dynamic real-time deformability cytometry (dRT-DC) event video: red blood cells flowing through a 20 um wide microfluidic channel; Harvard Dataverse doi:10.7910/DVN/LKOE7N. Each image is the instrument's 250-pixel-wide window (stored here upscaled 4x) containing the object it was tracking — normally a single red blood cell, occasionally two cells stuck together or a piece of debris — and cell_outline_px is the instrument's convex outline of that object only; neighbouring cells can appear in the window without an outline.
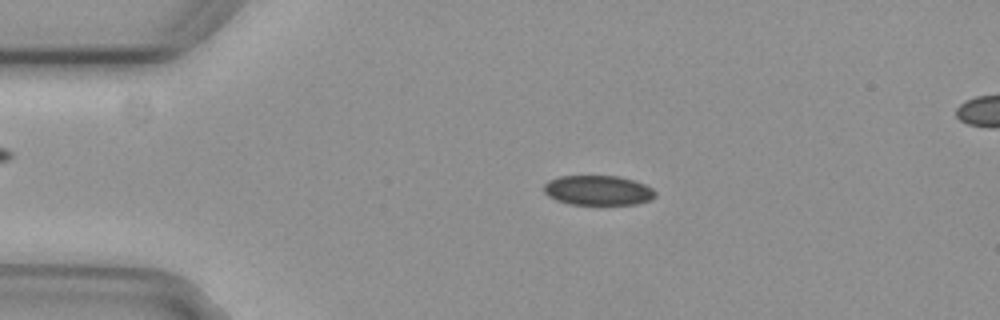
{"species": "common noctule bat (a hibernating species)", "species_latin": "Nyctalus noctula", "temperature_condition": "cold", "stored_images_in_passage": 4, "camera_frame_rate_fps": 3000, "um_per_image_px": 0.085, "animal": {"sex": "female", "body_mass_g": 29.2, "forearm_length_mm": 56.3}, "frame": {"image": 1, "passage_image": 2, "time_ms": 0.333, "image_size_px": [1000, 320], "cell_outline_px": [[656, 196], [652, 200], [636, 204], [572, 204], [556, 200], [548, 196], [544, 192], [544, 184], [548, 180], [560, 176], [620, 176], [644, 184], [652, 188], [656, 192]], "centroid_in_image_um": [50.84, 16.18], "position_along_channel_um": 34.2, "area_um2": 19.36}}